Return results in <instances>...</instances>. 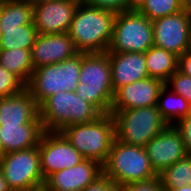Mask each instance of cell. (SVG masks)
Listing matches in <instances>:
<instances>
[{"mask_svg": "<svg viewBox=\"0 0 191 191\" xmlns=\"http://www.w3.org/2000/svg\"><path fill=\"white\" fill-rule=\"evenodd\" d=\"M177 70L182 74L191 77V50L178 56Z\"/></svg>", "mask_w": 191, "mask_h": 191, "instance_id": "33", "label": "cell"}, {"mask_svg": "<svg viewBox=\"0 0 191 191\" xmlns=\"http://www.w3.org/2000/svg\"><path fill=\"white\" fill-rule=\"evenodd\" d=\"M44 180L53 173L73 167L85 158L60 131H44L38 143Z\"/></svg>", "mask_w": 191, "mask_h": 191, "instance_id": "10", "label": "cell"}, {"mask_svg": "<svg viewBox=\"0 0 191 191\" xmlns=\"http://www.w3.org/2000/svg\"><path fill=\"white\" fill-rule=\"evenodd\" d=\"M156 107L168 125H174L179 119L191 113V104L165 85L159 93Z\"/></svg>", "mask_w": 191, "mask_h": 191, "instance_id": "22", "label": "cell"}, {"mask_svg": "<svg viewBox=\"0 0 191 191\" xmlns=\"http://www.w3.org/2000/svg\"><path fill=\"white\" fill-rule=\"evenodd\" d=\"M111 63L112 87L114 92L127 84L149 77L145 53H108Z\"/></svg>", "mask_w": 191, "mask_h": 191, "instance_id": "18", "label": "cell"}, {"mask_svg": "<svg viewBox=\"0 0 191 191\" xmlns=\"http://www.w3.org/2000/svg\"><path fill=\"white\" fill-rule=\"evenodd\" d=\"M154 46L180 56L191 50V17L185 12L152 21Z\"/></svg>", "mask_w": 191, "mask_h": 191, "instance_id": "11", "label": "cell"}, {"mask_svg": "<svg viewBox=\"0 0 191 191\" xmlns=\"http://www.w3.org/2000/svg\"><path fill=\"white\" fill-rule=\"evenodd\" d=\"M0 65L27 84L34 71L31 49L0 50Z\"/></svg>", "mask_w": 191, "mask_h": 191, "instance_id": "23", "label": "cell"}, {"mask_svg": "<svg viewBox=\"0 0 191 191\" xmlns=\"http://www.w3.org/2000/svg\"><path fill=\"white\" fill-rule=\"evenodd\" d=\"M164 85L159 79L147 77L118 88L114 92L110 114L119 110L156 106Z\"/></svg>", "mask_w": 191, "mask_h": 191, "instance_id": "14", "label": "cell"}, {"mask_svg": "<svg viewBox=\"0 0 191 191\" xmlns=\"http://www.w3.org/2000/svg\"><path fill=\"white\" fill-rule=\"evenodd\" d=\"M41 123L39 107L25 88L18 94L0 98V125Z\"/></svg>", "mask_w": 191, "mask_h": 191, "instance_id": "17", "label": "cell"}, {"mask_svg": "<svg viewBox=\"0 0 191 191\" xmlns=\"http://www.w3.org/2000/svg\"><path fill=\"white\" fill-rule=\"evenodd\" d=\"M71 1H75L78 4H82V3H86L87 2V0H71Z\"/></svg>", "mask_w": 191, "mask_h": 191, "instance_id": "39", "label": "cell"}, {"mask_svg": "<svg viewBox=\"0 0 191 191\" xmlns=\"http://www.w3.org/2000/svg\"><path fill=\"white\" fill-rule=\"evenodd\" d=\"M79 4L71 0L46 1L33 5V23L37 34H58L69 31Z\"/></svg>", "mask_w": 191, "mask_h": 191, "instance_id": "12", "label": "cell"}, {"mask_svg": "<svg viewBox=\"0 0 191 191\" xmlns=\"http://www.w3.org/2000/svg\"><path fill=\"white\" fill-rule=\"evenodd\" d=\"M138 11L153 21L182 11V2L181 0H146Z\"/></svg>", "mask_w": 191, "mask_h": 191, "instance_id": "26", "label": "cell"}, {"mask_svg": "<svg viewBox=\"0 0 191 191\" xmlns=\"http://www.w3.org/2000/svg\"><path fill=\"white\" fill-rule=\"evenodd\" d=\"M158 177L165 191L191 185V155H185L176 163L162 170Z\"/></svg>", "mask_w": 191, "mask_h": 191, "instance_id": "24", "label": "cell"}, {"mask_svg": "<svg viewBox=\"0 0 191 191\" xmlns=\"http://www.w3.org/2000/svg\"><path fill=\"white\" fill-rule=\"evenodd\" d=\"M111 63L108 52L82 53L76 94L101 114H109L113 102Z\"/></svg>", "mask_w": 191, "mask_h": 191, "instance_id": "2", "label": "cell"}, {"mask_svg": "<svg viewBox=\"0 0 191 191\" xmlns=\"http://www.w3.org/2000/svg\"><path fill=\"white\" fill-rule=\"evenodd\" d=\"M165 86L183 96L191 104V77L176 70L165 82Z\"/></svg>", "mask_w": 191, "mask_h": 191, "instance_id": "28", "label": "cell"}, {"mask_svg": "<svg viewBox=\"0 0 191 191\" xmlns=\"http://www.w3.org/2000/svg\"><path fill=\"white\" fill-rule=\"evenodd\" d=\"M78 52L68 32L37 34L31 49L33 67L63 62Z\"/></svg>", "mask_w": 191, "mask_h": 191, "instance_id": "16", "label": "cell"}, {"mask_svg": "<svg viewBox=\"0 0 191 191\" xmlns=\"http://www.w3.org/2000/svg\"><path fill=\"white\" fill-rule=\"evenodd\" d=\"M60 132L85 159L95 160L102 166L116 138L115 122L110 113L90 123L64 127Z\"/></svg>", "mask_w": 191, "mask_h": 191, "instance_id": "4", "label": "cell"}, {"mask_svg": "<svg viewBox=\"0 0 191 191\" xmlns=\"http://www.w3.org/2000/svg\"><path fill=\"white\" fill-rule=\"evenodd\" d=\"M82 191H122V188L103 173L95 181L88 184Z\"/></svg>", "mask_w": 191, "mask_h": 191, "instance_id": "30", "label": "cell"}, {"mask_svg": "<svg viewBox=\"0 0 191 191\" xmlns=\"http://www.w3.org/2000/svg\"><path fill=\"white\" fill-rule=\"evenodd\" d=\"M148 75L164 83L177 70L178 56L163 48L152 46L145 52Z\"/></svg>", "mask_w": 191, "mask_h": 191, "instance_id": "21", "label": "cell"}, {"mask_svg": "<svg viewBox=\"0 0 191 191\" xmlns=\"http://www.w3.org/2000/svg\"><path fill=\"white\" fill-rule=\"evenodd\" d=\"M43 132L41 123L0 125L2 155L37 146Z\"/></svg>", "mask_w": 191, "mask_h": 191, "instance_id": "19", "label": "cell"}, {"mask_svg": "<svg viewBox=\"0 0 191 191\" xmlns=\"http://www.w3.org/2000/svg\"><path fill=\"white\" fill-rule=\"evenodd\" d=\"M121 188L122 191H165L158 176L148 180L131 182Z\"/></svg>", "mask_w": 191, "mask_h": 191, "instance_id": "29", "label": "cell"}, {"mask_svg": "<svg viewBox=\"0 0 191 191\" xmlns=\"http://www.w3.org/2000/svg\"><path fill=\"white\" fill-rule=\"evenodd\" d=\"M26 84L15 74L0 65V98H6L20 93Z\"/></svg>", "mask_w": 191, "mask_h": 191, "instance_id": "27", "label": "cell"}, {"mask_svg": "<svg viewBox=\"0 0 191 191\" xmlns=\"http://www.w3.org/2000/svg\"><path fill=\"white\" fill-rule=\"evenodd\" d=\"M0 170L12 191H39L44 188L38 145L3 154Z\"/></svg>", "mask_w": 191, "mask_h": 191, "instance_id": "9", "label": "cell"}, {"mask_svg": "<svg viewBox=\"0 0 191 191\" xmlns=\"http://www.w3.org/2000/svg\"><path fill=\"white\" fill-rule=\"evenodd\" d=\"M0 155L2 156V145H1V142H0Z\"/></svg>", "mask_w": 191, "mask_h": 191, "instance_id": "41", "label": "cell"}, {"mask_svg": "<svg viewBox=\"0 0 191 191\" xmlns=\"http://www.w3.org/2000/svg\"><path fill=\"white\" fill-rule=\"evenodd\" d=\"M1 49H32L35 38L37 36V30L34 23H28L19 26L17 29H1Z\"/></svg>", "mask_w": 191, "mask_h": 191, "instance_id": "25", "label": "cell"}, {"mask_svg": "<svg viewBox=\"0 0 191 191\" xmlns=\"http://www.w3.org/2000/svg\"><path fill=\"white\" fill-rule=\"evenodd\" d=\"M146 0H127V11L128 10H139Z\"/></svg>", "mask_w": 191, "mask_h": 191, "instance_id": "34", "label": "cell"}, {"mask_svg": "<svg viewBox=\"0 0 191 191\" xmlns=\"http://www.w3.org/2000/svg\"><path fill=\"white\" fill-rule=\"evenodd\" d=\"M0 191H12L8 186V183L4 178L3 172L1 170H0Z\"/></svg>", "mask_w": 191, "mask_h": 191, "instance_id": "35", "label": "cell"}, {"mask_svg": "<svg viewBox=\"0 0 191 191\" xmlns=\"http://www.w3.org/2000/svg\"><path fill=\"white\" fill-rule=\"evenodd\" d=\"M82 53L63 62L43 65L32 72L26 89L39 106L48 97L60 91H76L79 84Z\"/></svg>", "mask_w": 191, "mask_h": 191, "instance_id": "5", "label": "cell"}, {"mask_svg": "<svg viewBox=\"0 0 191 191\" xmlns=\"http://www.w3.org/2000/svg\"><path fill=\"white\" fill-rule=\"evenodd\" d=\"M103 173L121 187L158 176L143 146L129 145L116 138L103 165Z\"/></svg>", "mask_w": 191, "mask_h": 191, "instance_id": "6", "label": "cell"}, {"mask_svg": "<svg viewBox=\"0 0 191 191\" xmlns=\"http://www.w3.org/2000/svg\"><path fill=\"white\" fill-rule=\"evenodd\" d=\"M103 174V166L95 160L57 171L45 180V191H82L88 184Z\"/></svg>", "mask_w": 191, "mask_h": 191, "instance_id": "15", "label": "cell"}, {"mask_svg": "<svg viewBox=\"0 0 191 191\" xmlns=\"http://www.w3.org/2000/svg\"><path fill=\"white\" fill-rule=\"evenodd\" d=\"M174 127L180 132L187 154L191 155V113L179 119Z\"/></svg>", "mask_w": 191, "mask_h": 191, "instance_id": "31", "label": "cell"}, {"mask_svg": "<svg viewBox=\"0 0 191 191\" xmlns=\"http://www.w3.org/2000/svg\"><path fill=\"white\" fill-rule=\"evenodd\" d=\"M154 46L153 25L137 10L116 13L108 53H145Z\"/></svg>", "mask_w": 191, "mask_h": 191, "instance_id": "8", "label": "cell"}, {"mask_svg": "<svg viewBox=\"0 0 191 191\" xmlns=\"http://www.w3.org/2000/svg\"><path fill=\"white\" fill-rule=\"evenodd\" d=\"M29 1L34 5V4H39L46 1H58V0H29Z\"/></svg>", "mask_w": 191, "mask_h": 191, "instance_id": "38", "label": "cell"}, {"mask_svg": "<svg viewBox=\"0 0 191 191\" xmlns=\"http://www.w3.org/2000/svg\"><path fill=\"white\" fill-rule=\"evenodd\" d=\"M33 23V4L29 0L0 1V28L17 29Z\"/></svg>", "mask_w": 191, "mask_h": 191, "instance_id": "20", "label": "cell"}, {"mask_svg": "<svg viewBox=\"0 0 191 191\" xmlns=\"http://www.w3.org/2000/svg\"><path fill=\"white\" fill-rule=\"evenodd\" d=\"M86 4L115 13L127 11V0H87Z\"/></svg>", "mask_w": 191, "mask_h": 191, "instance_id": "32", "label": "cell"}, {"mask_svg": "<svg viewBox=\"0 0 191 191\" xmlns=\"http://www.w3.org/2000/svg\"><path fill=\"white\" fill-rule=\"evenodd\" d=\"M144 148L152 168L157 174L187 155L180 132L174 125H168L152 138Z\"/></svg>", "mask_w": 191, "mask_h": 191, "instance_id": "13", "label": "cell"}, {"mask_svg": "<svg viewBox=\"0 0 191 191\" xmlns=\"http://www.w3.org/2000/svg\"><path fill=\"white\" fill-rule=\"evenodd\" d=\"M172 191H191V185L190 186L185 185V186L181 187L180 189H175Z\"/></svg>", "mask_w": 191, "mask_h": 191, "instance_id": "37", "label": "cell"}, {"mask_svg": "<svg viewBox=\"0 0 191 191\" xmlns=\"http://www.w3.org/2000/svg\"><path fill=\"white\" fill-rule=\"evenodd\" d=\"M1 39H2V31H1V28H0V49H1Z\"/></svg>", "mask_w": 191, "mask_h": 191, "instance_id": "40", "label": "cell"}, {"mask_svg": "<svg viewBox=\"0 0 191 191\" xmlns=\"http://www.w3.org/2000/svg\"><path fill=\"white\" fill-rule=\"evenodd\" d=\"M116 13L104 8L79 4L75 10L68 34L81 53L107 52L110 45Z\"/></svg>", "mask_w": 191, "mask_h": 191, "instance_id": "1", "label": "cell"}, {"mask_svg": "<svg viewBox=\"0 0 191 191\" xmlns=\"http://www.w3.org/2000/svg\"><path fill=\"white\" fill-rule=\"evenodd\" d=\"M111 115L116 139L129 145L144 147L168 126L156 106L119 110Z\"/></svg>", "mask_w": 191, "mask_h": 191, "instance_id": "7", "label": "cell"}, {"mask_svg": "<svg viewBox=\"0 0 191 191\" xmlns=\"http://www.w3.org/2000/svg\"><path fill=\"white\" fill-rule=\"evenodd\" d=\"M38 107L44 131H61L67 126L90 123L102 115L74 91H60Z\"/></svg>", "mask_w": 191, "mask_h": 191, "instance_id": "3", "label": "cell"}, {"mask_svg": "<svg viewBox=\"0 0 191 191\" xmlns=\"http://www.w3.org/2000/svg\"><path fill=\"white\" fill-rule=\"evenodd\" d=\"M182 10L191 17V0H181Z\"/></svg>", "mask_w": 191, "mask_h": 191, "instance_id": "36", "label": "cell"}]
</instances>
